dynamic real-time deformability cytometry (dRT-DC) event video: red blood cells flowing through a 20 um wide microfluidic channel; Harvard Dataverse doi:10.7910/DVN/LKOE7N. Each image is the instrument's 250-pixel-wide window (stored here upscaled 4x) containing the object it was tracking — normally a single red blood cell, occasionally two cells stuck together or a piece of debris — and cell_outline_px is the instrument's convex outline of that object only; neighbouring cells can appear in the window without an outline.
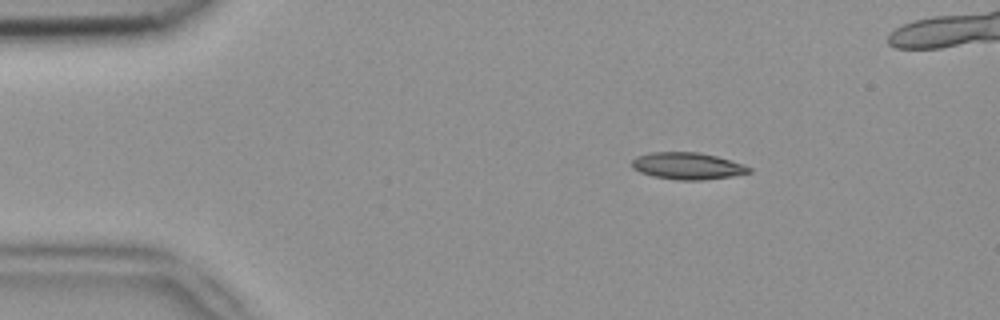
{"species": "common noctule bat (a hibernating species)", "species_latin": "Nyctalus noctula", "temperature_condition": "room temperature", "stored_images_in_passage": 48, "camera_frame_rate_fps": 3000, "um_per_image_px": 0.085, "animal": {"sex": "female", "body_mass_g": 18.4}, "frame": {"image": 1, "passage_image": 4, "time_ms": 1.0, "image_size_px": [1000, 320], "cell_outline_px": [[752, 172], [732, 176], [700, 180], [676, 180], [656, 176], [640, 172], [632, 168], [632, 160], [636, 156], [652, 152], [696, 152], [716, 156], [744, 164], [752, 168]], "centroid_in_image_um": [58.45, 14.1], "position_along_channel_um": 26.6, "area_um2": 18.26}}
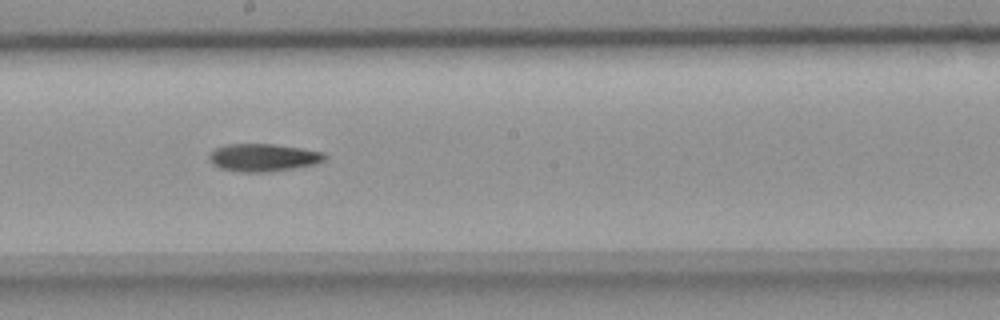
{"frame": {"image": 2, "passage_image": 24, "time_ms": 7.667, "image_size_px": [1000, 320], "cell_outline_px": [[328, 156], [324, 160], [316, 164], [292, 168], [264, 172], [240, 172], [220, 168], [212, 164], [208, 160], [208, 156], [216, 148], [224, 144], [272, 144], [300, 148], [324, 152]], "centroid_in_image_um": [22.36, 13.39], "position_along_channel_um": 225.8, "area_um2": 18.61}}
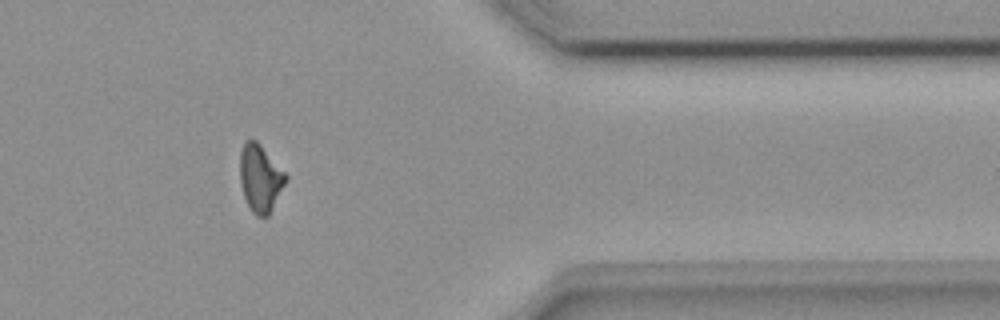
{"frame": {"image": 3, "passage_image": 38, "time_ms": 12.333, "image_size_px": [1000, 320], "cell_outline_px": [[288, 180], [268, 216], [256, 216], [252, 212], [244, 196], [240, 180], [240, 152], [244, 140], [256, 140], [260, 144], [288, 176]], "centroid_in_image_um": [22.13, 15.14], "position_along_channel_um": 389.3, "area_um2": 17.92}}